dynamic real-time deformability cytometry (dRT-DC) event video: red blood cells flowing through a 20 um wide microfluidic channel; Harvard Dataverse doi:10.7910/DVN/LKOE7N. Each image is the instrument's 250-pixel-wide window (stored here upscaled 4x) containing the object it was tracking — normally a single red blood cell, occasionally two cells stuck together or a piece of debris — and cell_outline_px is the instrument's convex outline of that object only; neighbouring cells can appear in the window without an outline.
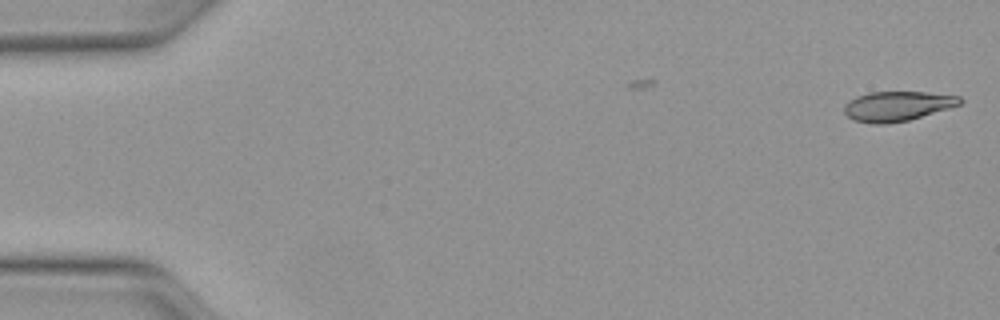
{"species": "Egyptian fruit bat (a non-hibernating species)", "species_latin": "Rousettus aegyptiacus", "temperature_condition": "warm", "stored_images_in_passage": 6, "camera_frame_rate_fps": 3000, "um_per_image_px": 0.085, "animal": {"sex": "female"}, "frame": {"image": 1, "passage_image": 6, "time_ms": 1.667, "image_size_px": [1000, 320], "cell_outline_px": [[964, 100], [960, 104], [948, 108], [908, 120], [888, 124], [872, 124], [852, 120], [844, 112], [844, 104], [848, 100], [856, 96], [868, 92], [924, 92], [960, 96]], "centroid_in_image_um": [76.22, 9.02], "position_along_channel_um": 8.8, "area_um2": 20.11}}